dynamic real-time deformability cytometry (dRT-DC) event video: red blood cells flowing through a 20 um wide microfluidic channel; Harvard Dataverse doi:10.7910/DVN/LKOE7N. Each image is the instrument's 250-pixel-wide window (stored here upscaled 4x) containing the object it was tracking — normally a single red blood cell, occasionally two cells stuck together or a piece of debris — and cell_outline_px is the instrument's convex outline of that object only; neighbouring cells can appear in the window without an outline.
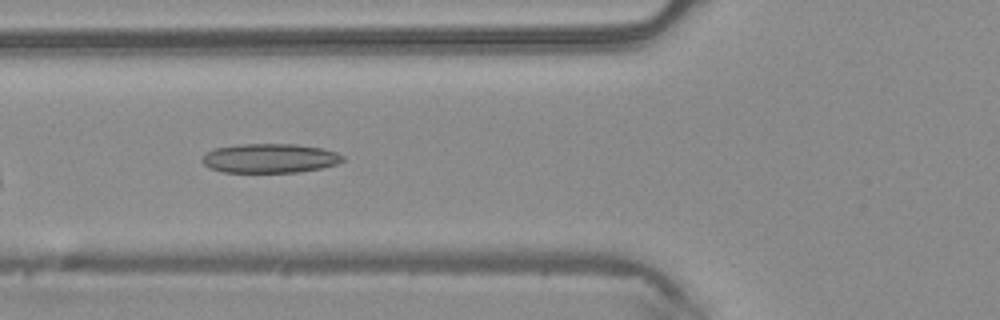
{"species": "common noctule bat (a hibernating species)", "species_latin": "Nyctalus noctula", "temperature_condition": "warm", "stored_images_in_passage": 37, "camera_frame_rate_fps": 3000, "um_per_image_px": 0.085, "animal": {"sex": "male", "body_mass_g": 20.4}, "frame": {"image": 1, "passage_image": 6, "time_ms": 1.667, "image_size_px": [1000, 320], "cell_outline_px": [[344, 160], [336, 164], [320, 168], [296, 172], [224, 172], [208, 168], [200, 160], [208, 152], [216, 148], [240, 144], [296, 144], [324, 148], [336, 152], [344, 156]], "centroid_in_image_um": [22.94, 13.45], "position_along_channel_um": 102.9, "area_um2": 23.93}}